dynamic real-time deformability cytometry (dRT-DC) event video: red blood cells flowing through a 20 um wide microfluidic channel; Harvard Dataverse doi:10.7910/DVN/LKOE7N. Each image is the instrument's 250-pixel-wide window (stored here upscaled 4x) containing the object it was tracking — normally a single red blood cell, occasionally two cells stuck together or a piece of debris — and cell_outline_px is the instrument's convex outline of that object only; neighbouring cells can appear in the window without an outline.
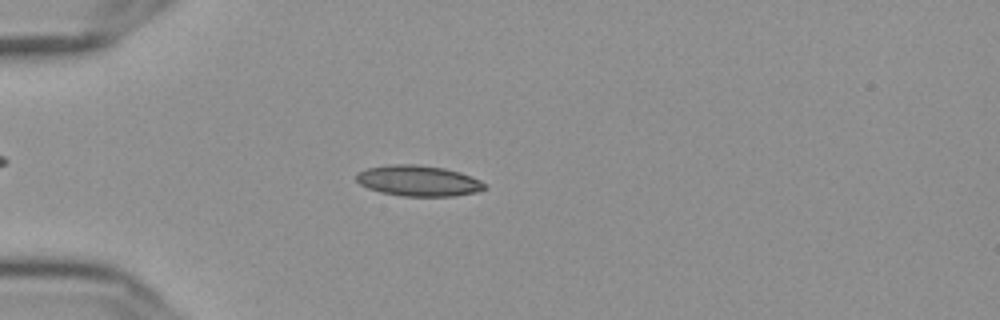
{"species": "Egyptian fruit bat (a non-hibernating species)", "species_latin": "Rousettus aegyptiacus", "temperature_condition": "cold", "stored_images_in_passage": 56, "camera_frame_rate_fps": 3000, "um_per_image_px": 0.085, "frame": {"image": 1, "passage_image": 16, "time_ms": 5.0, "image_size_px": [1000, 320], "cell_outline_px": [[484, 188], [476, 192], [452, 196], [400, 196], [380, 192], [368, 188], [360, 184], [356, 180], [356, 172], [368, 168], [388, 164], [416, 164], [444, 168], [460, 172], [480, 180], [484, 184]], "centroid_in_image_um": [35.51, 15.36], "position_along_channel_um": 49.5, "area_um2": 22.95}}
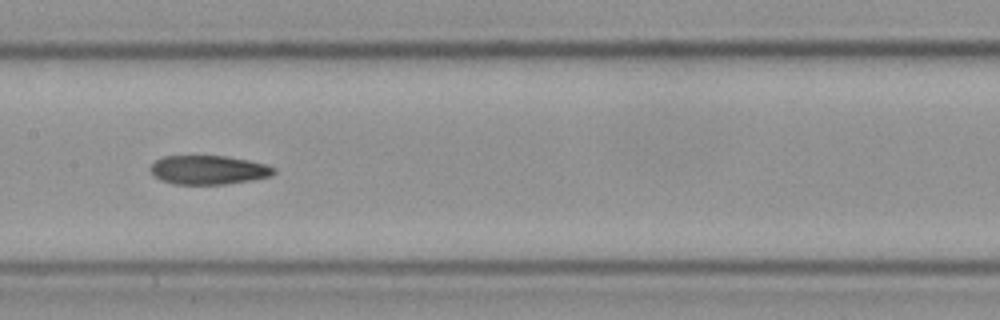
{"frame": {"image": 2, "passage_image": 29, "time_ms": 9.333, "image_size_px": [1000, 320], "cell_outline_px": [[276, 172], [268, 176], [248, 180], [224, 184], [172, 184], [160, 180], [152, 176], [148, 168], [156, 160], [164, 156], [224, 156], [248, 160], [264, 164], [276, 168]], "centroid_in_image_um": [17.64, 14.44], "position_along_channel_um": 189.8, "area_um2": 20.75}}
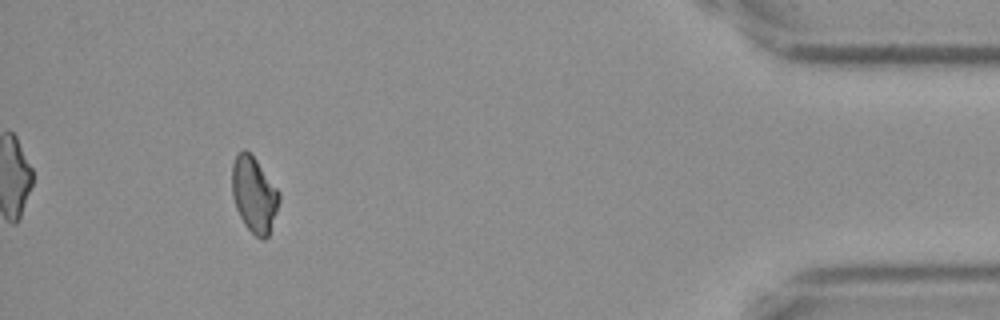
{"frame": {"image": 3, "passage_image": 52, "time_ms": 17.0, "image_size_px": [1000, 320], "cell_outline_px": [[280, 200], [268, 236], [264, 240], [260, 240], [244, 224], [236, 208], [232, 196], [232, 164], [236, 156], [244, 148], [256, 160], [280, 192]], "centroid_in_image_um": [21.59, 16.55], "position_along_channel_um": 413.6, "area_um2": 20.58}}